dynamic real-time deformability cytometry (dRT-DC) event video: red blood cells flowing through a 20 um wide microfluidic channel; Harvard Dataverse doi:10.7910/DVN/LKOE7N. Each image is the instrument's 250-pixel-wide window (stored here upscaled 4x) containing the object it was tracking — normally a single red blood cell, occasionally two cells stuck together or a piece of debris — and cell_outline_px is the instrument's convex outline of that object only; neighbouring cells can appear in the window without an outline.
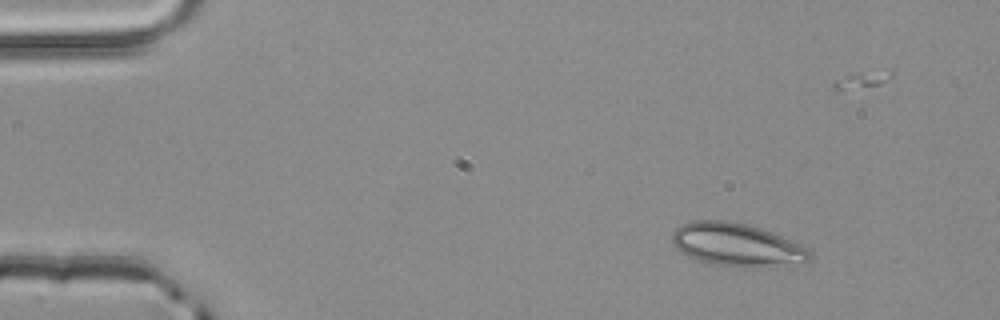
{"species": "common noctule bat (a hibernating species)", "species_latin": "Nyctalus noctula", "temperature_condition": "room temperature", "stored_images_in_passage": 3, "camera_frame_rate_fps": 3000, "um_per_image_px": 0.085, "animal": {"sex": "male", "body_mass_g": 20.4}, "frame": {"image": 1, "passage_image": 1, "time_ms": 0.0, "image_size_px": [1000, 320], "cell_outline_px": [[812, 260], [748, 268], [744, 268], [716, 264], [700, 260], [676, 248], [672, 240], [672, 232], [680, 224], [696, 220], [724, 220], [748, 224], [772, 232], [812, 252]], "centroid_in_image_um": [62.57, 20.78], "position_along_channel_um": 22.4, "area_um2": 33.7}}